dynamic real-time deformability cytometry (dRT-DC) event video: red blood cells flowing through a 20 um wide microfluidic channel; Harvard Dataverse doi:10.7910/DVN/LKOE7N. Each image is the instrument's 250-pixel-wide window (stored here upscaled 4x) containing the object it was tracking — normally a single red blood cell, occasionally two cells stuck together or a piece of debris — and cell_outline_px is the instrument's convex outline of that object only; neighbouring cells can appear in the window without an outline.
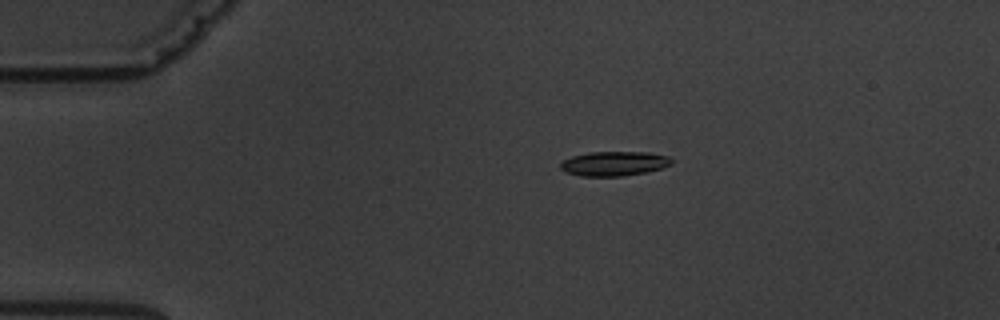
{"species": "common noctule bat (a hibernating species)", "species_latin": "Nyctalus noctula", "temperature_condition": "warm", "stored_images_in_passage": 14, "camera_frame_rate_fps": 3000, "um_per_image_px": 0.085, "animal": {"sex": "male", "body_mass_g": 19.5, "forearm_length_mm": 54.6}, "frame": {"image": 1, "passage_image": 2, "time_ms": 2.0, "image_size_px": [1000, 320], "cell_outline_px": [[672, 164], [664, 168], [624, 176], [580, 176], [564, 172], [560, 168], [560, 164], [564, 160], [572, 156], [588, 152], [648, 152], [668, 156], [672, 160]], "centroid_in_image_um": [52.19, 13.9], "position_along_channel_um": 32.8, "area_um2": 15.95}}
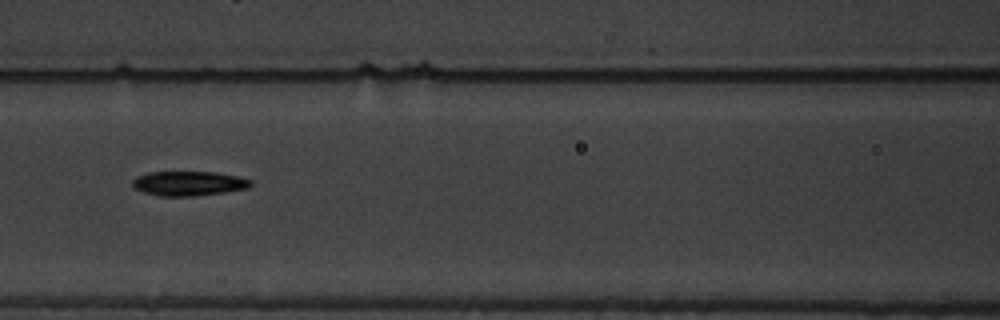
{"frame": {"image": 2, "passage_image": 6, "time_ms": 6.667, "image_size_px": [1000, 320], "cell_outline_px": [[252, 184], [248, 188], [224, 192], [192, 196], [160, 196], [144, 192], [136, 188], [132, 184], [132, 180], [136, 176], [148, 172], [216, 172], [236, 176], [252, 180]], "centroid_in_image_um": [16.03, 15.58], "position_along_channel_um": 150.6, "area_um2": 16.82}}
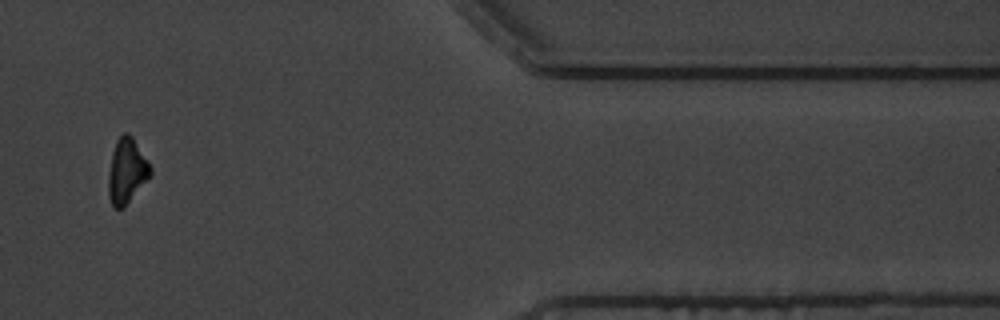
{"frame": {"image": 3, "passage_image": 12, "time_ms": 14.667, "image_size_px": [1000, 320], "cell_outline_px": [[152, 176], [124, 208], [112, 208], [108, 196], [108, 176], [112, 152], [116, 140], [124, 132], [128, 132], [132, 136], [148, 160], [152, 168]], "centroid_in_image_um": [10.79, 14.56], "position_along_channel_um": 400.6, "area_um2": 16.36}, "authors_computed_cell_mechanics": {"area_um2": 16.2129, "velocity_mm_per_s": 3.5754, "shape_relaxation_time_tau1_ms": 3.9237, "shape_relaxation_time_tau2_ms": null, "deformation_change_tau1": 0.1258, "deformation_change_tau2": null}}